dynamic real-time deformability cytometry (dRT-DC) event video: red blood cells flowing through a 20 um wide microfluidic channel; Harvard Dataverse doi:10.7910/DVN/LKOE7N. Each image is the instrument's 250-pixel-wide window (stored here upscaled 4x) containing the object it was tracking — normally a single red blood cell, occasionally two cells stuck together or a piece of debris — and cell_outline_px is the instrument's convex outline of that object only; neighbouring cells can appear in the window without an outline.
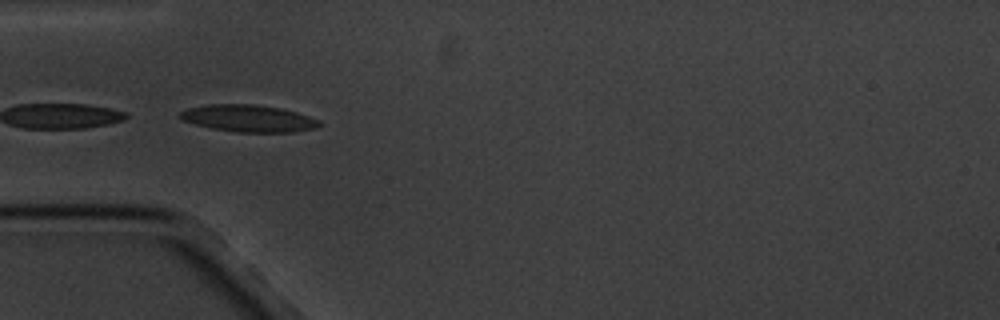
{"species": "common noctule bat (a hibernating species)", "species_latin": "Nyctalus noctula", "temperature_condition": "cold", "stored_images_in_passage": 4, "camera_frame_rate_fps": 3000, "um_per_image_px": 0.085, "animal": {"sex": "male", "body_mass_g": 20.1, "forearm_length_mm": 53.5}, "frame": {"image": 1, "passage_image": 3, "time_ms": 2.667, "image_size_px": [1000, 320], "cell_outline_px": [[324, 124], [316, 128], [292, 132], [236, 132], [212, 128], [196, 124], [184, 120], [176, 116], [180, 112], [188, 108], [208, 104], [252, 104], [280, 108], [296, 112], [320, 120]], "centroid_in_image_um": [21.14, 10.06], "position_along_channel_um": 63.9, "area_um2": 21.91}}